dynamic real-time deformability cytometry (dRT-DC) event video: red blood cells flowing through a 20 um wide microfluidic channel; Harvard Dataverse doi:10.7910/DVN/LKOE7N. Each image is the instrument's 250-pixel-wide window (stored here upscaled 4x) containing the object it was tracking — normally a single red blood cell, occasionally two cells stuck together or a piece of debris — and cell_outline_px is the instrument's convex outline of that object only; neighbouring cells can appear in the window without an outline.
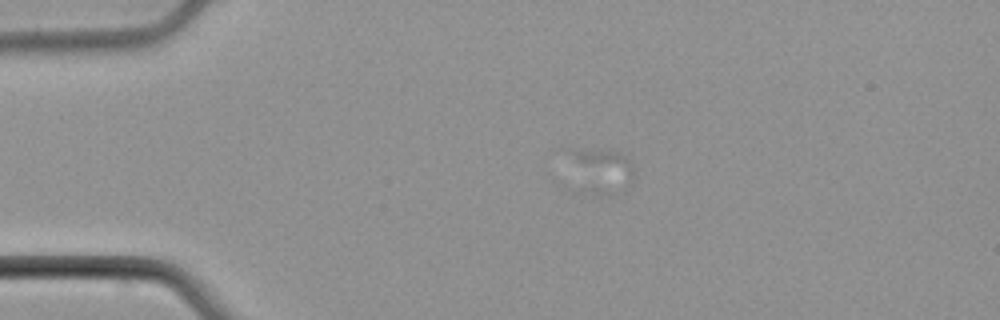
{"species": "common noctule bat (a hibernating species)", "species_latin": "Nyctalus noctula", "temperature_condition": "cold", "stored_images_in_passage": 12, "camera_frame_rate_fps": 3000, "um_per_image_px": 0.085, "animal": {"sex": "male", "body_mass_g": 21.5, "forearm_length_mm": 52.0}, "frame": {"image": 1, "passage_image": 2, "time_ms": 1.333, "image_size_px": [1000, 320], "cell_outline_px": [[632, 180], [624, 192], [608, 196], [596, 196], [572, 192], [568, 152], [568, 148], [600, 148], [620, 152], [628, 160], [632, 168]], "centroid_in_image_um": [50.9, 14.59], "position_along_channel_um": 34.1, "area_um2": 19.13}}
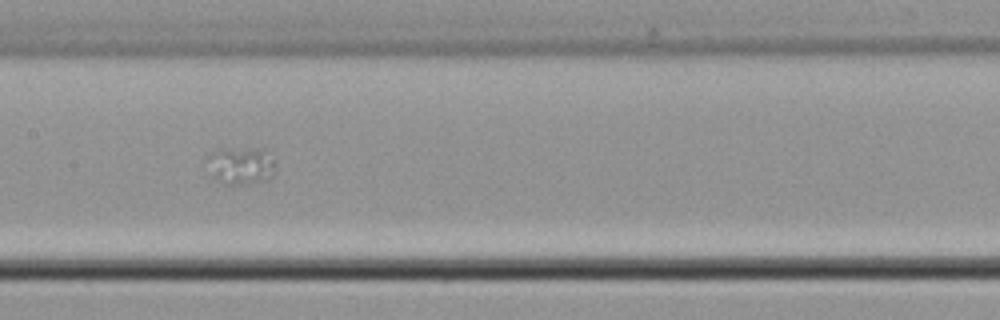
{"frame": {"image": 2, "passage_image": 6, "time_ms": 7.0, "image_size_px": [1000, 320], "cell_outline_px": [[276, 168], [272, 176], [264, 180], [236, 184], [228, 184], [220, 180], [216, 176], [208, 156], [212, 152], [220, 148], [264, 148], [272, 160]], "centroid_in_image_um": [20.55, 14.02], "position_along_channel_um": 186.8, "area_um2": 14.16}}
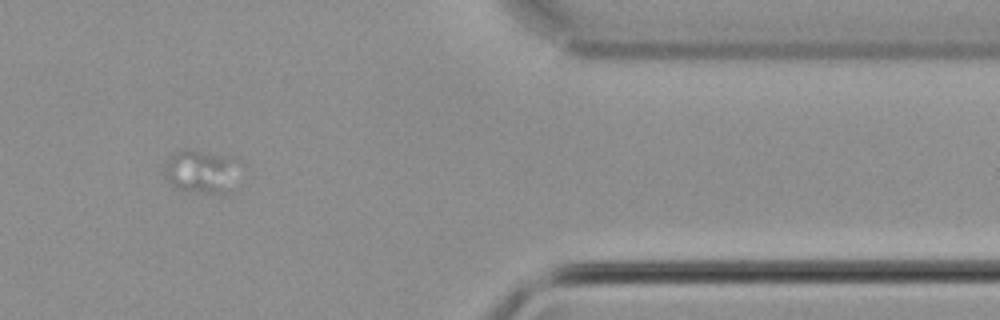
{"frame": {"image": 3, "passage_image": 11, "time_ms": 13.667, "image_size_px": [1000, 320], "cell_outline_px": [[240, 188], [228, 196], [220, 196], [180, 188], [172, 184], [164, 176], [164, 168], [168, 160], [176, 152], [184, 148], [188, 148], [232, 156], [236, 160]], "centroid_in_image_um": [17.27, 14.63], "position_along_channel_um": 394.1, "area_um2": 20.0}}